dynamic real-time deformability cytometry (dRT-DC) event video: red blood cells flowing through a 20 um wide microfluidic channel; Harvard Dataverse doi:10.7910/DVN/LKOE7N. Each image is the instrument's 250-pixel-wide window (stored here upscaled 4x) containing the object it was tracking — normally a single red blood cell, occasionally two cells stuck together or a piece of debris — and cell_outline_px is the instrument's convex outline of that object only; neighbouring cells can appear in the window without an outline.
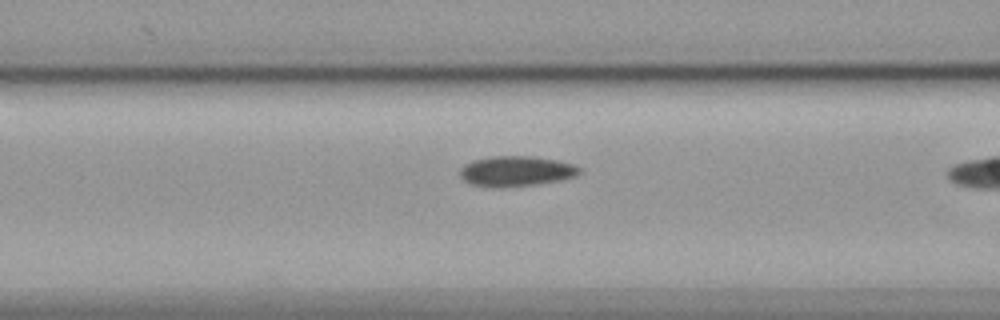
{"species": "common noctule bat (a hibernating species)", "species_latin": "Nyctalus noctula", "temperature_condition": "cold", "stored_images_in_passage": 20, "camera_frame_rate_fps": 3000, "um_per_image_px": 0.085, "animal": {"sex": "female", "body_mass_g": 19.9}, "frame": {"image": 1, "passage_image": 19, "time_ms": 6.0, "image_size_px": [1000, 320], "cell_outline_px": [[580, 172], [576, 176], [564, 180], [536, 184], [492, 188], [472, 184], [464, 180], [460, 176], [460, 168], [464, 164], [472, 160], [492, 156], [536, 156], [556, 160], [572, 164], [580, 168]], "centroid_in_image_um": [43.86, 14.55], "position_along_channel_um": 122.7, "area_um2": 21.21}}